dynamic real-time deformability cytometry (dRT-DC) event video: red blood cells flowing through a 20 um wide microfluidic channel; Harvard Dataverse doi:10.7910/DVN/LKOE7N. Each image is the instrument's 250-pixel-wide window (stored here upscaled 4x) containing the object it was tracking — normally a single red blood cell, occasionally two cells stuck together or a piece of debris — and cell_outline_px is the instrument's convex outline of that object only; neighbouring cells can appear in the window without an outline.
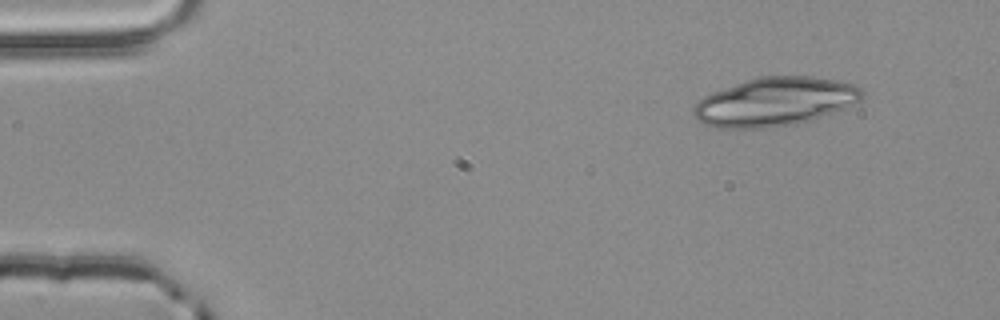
{"species": "common noctule bat (a hibernating species)", "species_latin": "Nyctalus noctula", "temperature_condition": "room temperature", "stored_images_in_passage": 3, "camera_frame_rate_fps": 3000, "um_per_image_px": 0.085, "animal": {"sex": "male", "body_mass_g": 20.4}, "frame": {"image": 1, "passage_image": 1, "time_ms": 0.0, "image_size_px": [1000, 320], "cell_outline_px": [[864, 96], [860, 100], [832, 112], [812, 120], [792, 124], [764, 128], [712, 128], [696, 120], [692, 116], [692, 104], [704, 96], [712, 92], [744, 80], [756, 76], [808, 76], [840, 80], [856, 84], [864, 88]], "centroid_in_image_um": [65.82, 8.64], "position_along_channel_um": 19.2, "area_um2": 48.21}}